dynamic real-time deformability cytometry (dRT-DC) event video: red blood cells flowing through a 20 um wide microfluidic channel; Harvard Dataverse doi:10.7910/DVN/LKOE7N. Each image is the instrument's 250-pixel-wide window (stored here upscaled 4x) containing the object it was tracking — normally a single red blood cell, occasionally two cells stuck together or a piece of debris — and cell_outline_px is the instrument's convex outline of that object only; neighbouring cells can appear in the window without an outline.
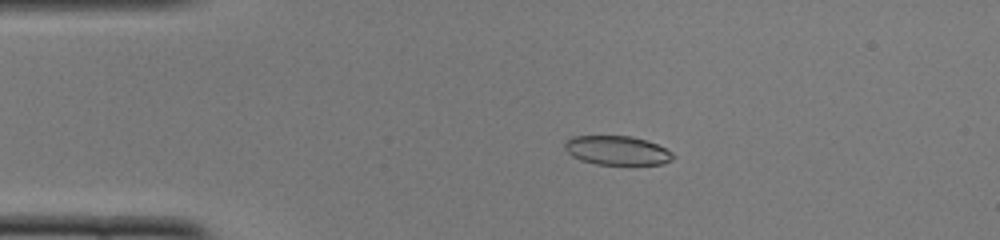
{"species": "common noctule bat (a hibernating species)", "species_latin": "Nyctalus noctula", "temperature_condition": "cold", "stored_images_in_passage": 51, "camera_frame_rate_fps": 3000, "um_per_image_px": 0.085, "animal": {"sex": "female", "body_mass_g": 22.0, "forearm_length_mm": 56.7}, "frame": {"image": 1, "passage_image": 10, "time_ms": 3.0, "image_size_px": [1000, 240], "cell_outline_px": [[676, 156], [672, 160], [664, 164], [596, 164], [580, 160], [572, 156], [564, 148], [564, 144], [572, 136], [632, 136], [656, 144], [672, 152]], "centroid_in_image_um": [52.45, 12.79], "position_along_channel_um": 32.5, "area_um2": 18.26}}
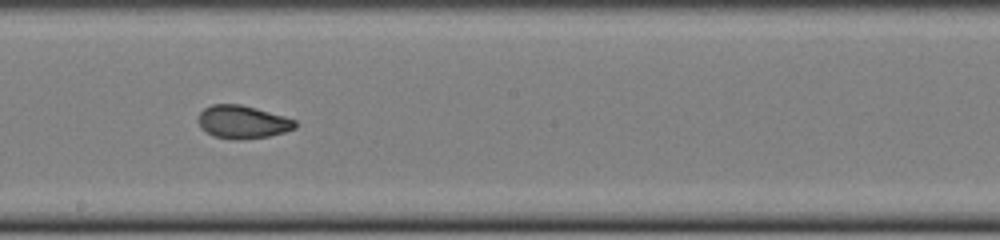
{"frame": {"image": 2, "passage_image": 28, "time_ms": 9.0, "image_size_px": [1000, 240], "cell_outline_px": [[296, 128], [284, 132], [268, 136], [240, 140], [232, 140], [212, 136], [200, 128], [196, 120], [200, 112], [204, 108], [212, 104], [240, 104], [256, 108], [284, 116], [296, 120]], "centroid_in_image_um": [20.57, 10.37], "position_along_channel_um": 227.6, "area_um2": 18.9}}
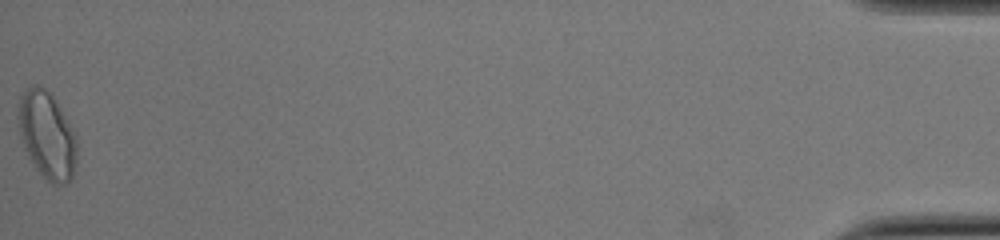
{"frame": {"image": 3, "passage_image": 51, "time_ms": 16.667, "image_size_px": [1000, 240], "cell_outline_px": [[76, 164], [72, 176], [64, 184], [52, 184], [36, 168], [28, 156], [24, 148], [16, 116], [20, 96], [28, 88], [36, 84], [44, 88], [56, 100], [76, 132]], "centroid_in_image_um": [4.0, 11.47], "position_along_channel_um": 431.2, "area_um2": 29.77}, "authors_computed_cell_mechanics": {"area_um2": 19.0162, "velocity_mm_per_s": 3.9331, "shape_relaxation_time_tau1_ms": null, "shape_relaxation_time_tau2_ms": 1.5087, "deformation_change_tau1": null, "deformation_change_tau2": 0.0576}}